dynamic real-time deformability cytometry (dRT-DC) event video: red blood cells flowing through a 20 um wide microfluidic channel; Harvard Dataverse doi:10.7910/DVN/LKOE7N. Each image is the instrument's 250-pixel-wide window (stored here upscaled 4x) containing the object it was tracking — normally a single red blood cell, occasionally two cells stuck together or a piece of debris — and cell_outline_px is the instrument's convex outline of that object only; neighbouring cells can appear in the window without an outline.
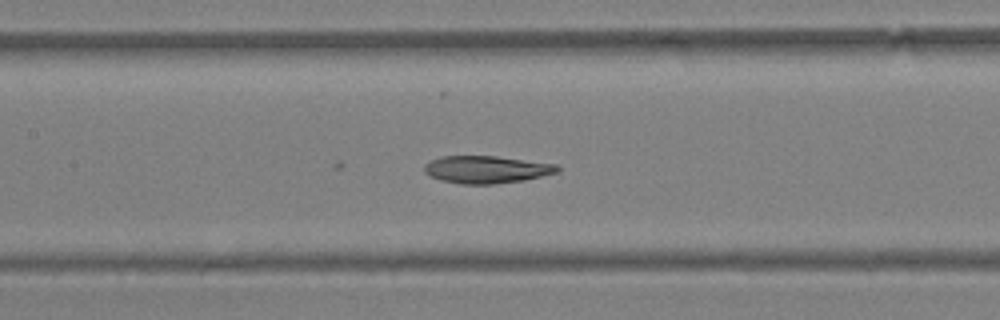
{"species": "Egyptian fruit bat (a non-hibernating species)", "species_latin": "Rousettus aegyptiacus", "temperature_condition": "warm", "stored_images_in_passage": 26, "camera_frame_rate_fps": 3000, "um_per_image_px": 0.085, "animal": {"sex": "female"}, "frame": {"image": 1, "passage_image": 26, "time_ms": 8.333, "image_size_px": [1000, 320], "cell_outline_px": [[560, 172], [524, 180], [492, 184], [460, 184], [440, 180], [424, 172], [424, 164], [428, 160], [440, 156], [496, 156], [556, 164], [560, 168]], "centroid_in_image_um": [41.33, 14.4], "position_along_channel_um": 166.1, "area_um2": 21.39}}